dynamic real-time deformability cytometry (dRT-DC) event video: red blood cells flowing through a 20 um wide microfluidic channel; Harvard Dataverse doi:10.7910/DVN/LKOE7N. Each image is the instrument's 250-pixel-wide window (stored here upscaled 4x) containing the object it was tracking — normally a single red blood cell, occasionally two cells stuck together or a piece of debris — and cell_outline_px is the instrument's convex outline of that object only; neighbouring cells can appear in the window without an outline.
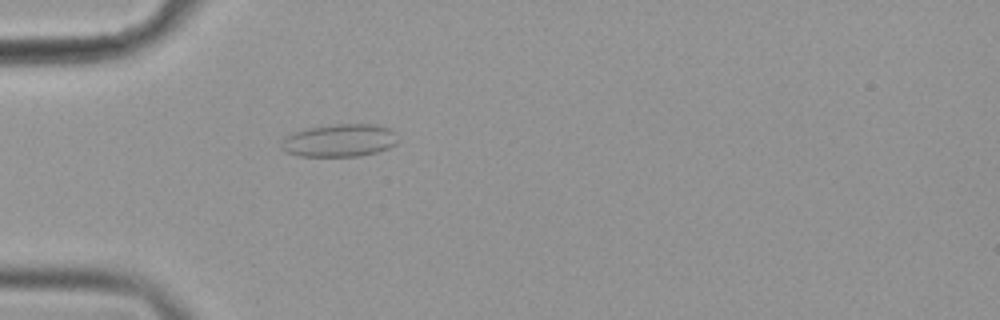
{"species": "common noctule bat (a hibernating species)", "species_latin": "Nyctalus noctula", "temperature_condition": "cold", "stored_images_in_passage": 51, "camera_frame_rate_fps": 3000, "um_per_image_px": 0.085, "animal": {"sex": "female", "body_mass_g": 19.9}, "frame": {"image": 1, "passage_image": 12, "time_ms": 3.667, "image_size_px": [1000, 320], "cell_outline_px": [[400, 140], [396, 144], [388, 148], [376, 152], [360, 156], [300, 156], [284, 152], [280, 148], [284, 140], [288, 136], [304, 128], [332, 124], [376, 124], [392, 128], [396, 132]], "centroid_in_image_um": [28.92, 11.93], "position_along_channel_um": 56.1, "area_um2": 22.54}}
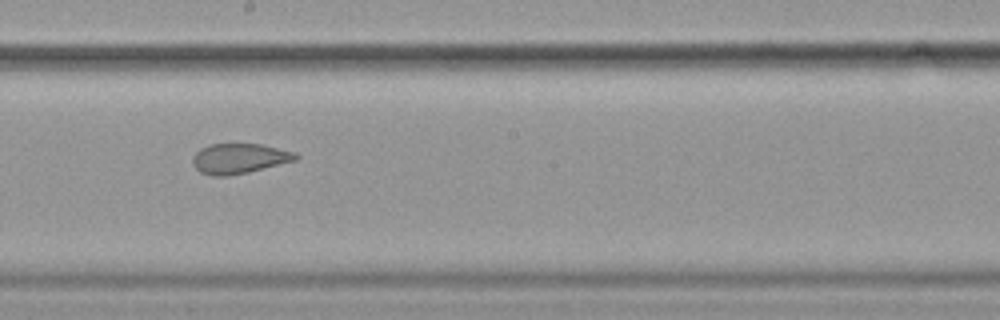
{"frame": {"image": 2, "passage_image": 27, "time_ms": 8.667, "image_size_px": [1000, 320], "cell_outline_px": [[300, 156], [296, 160], [248, 172], [228, 176], [212, 176], [200, 172], [192, 164], [192, 156], [200, 148], [208, 144], [260, 144], [296, 152]], "centroid_in_image_um": [20.31, 13.47], "position_along_channel_um": 227.9, "area_um2": 18.15}}
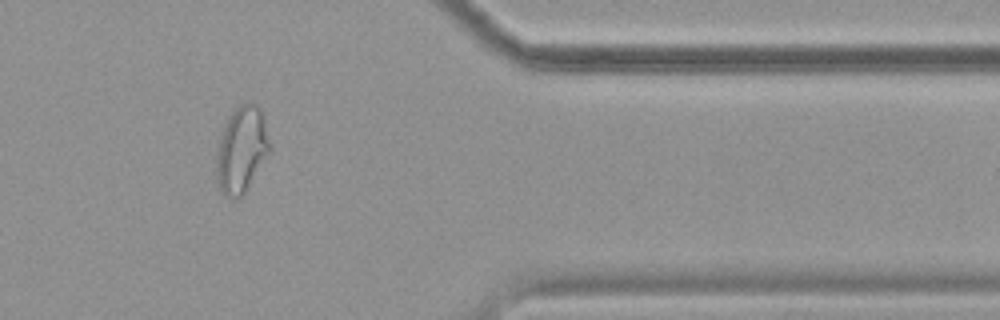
{"frame": {"image": 3, "passage_image": 42, "time_ms": 13.667, "image_size_px": [1000, 320], "cell_outline_px": [[268, 152], [244, 192], [240, 196], [228, 196], [220, 192], [216, 180], [216, 152], [224, 124], [228, 116], [240, 104], [252, 100], [260, 108], [264, 120], [268, 140]], "centroid_in_image_um": [20.47, 12.66], "position_along_channel_um": 390.9, "area_um2": 26.13}, "authors_computed_cell_mechanics": {"area_um2": 21.9062, "velocity_mm_per_s": 3.6046, "shape_relaxation_time_tau1_ms": null, "shape_relaxation_time_tau2_ms": 1.3555, "deformation_change_tau1": null, "deformation_change_tau2": 0.068}}